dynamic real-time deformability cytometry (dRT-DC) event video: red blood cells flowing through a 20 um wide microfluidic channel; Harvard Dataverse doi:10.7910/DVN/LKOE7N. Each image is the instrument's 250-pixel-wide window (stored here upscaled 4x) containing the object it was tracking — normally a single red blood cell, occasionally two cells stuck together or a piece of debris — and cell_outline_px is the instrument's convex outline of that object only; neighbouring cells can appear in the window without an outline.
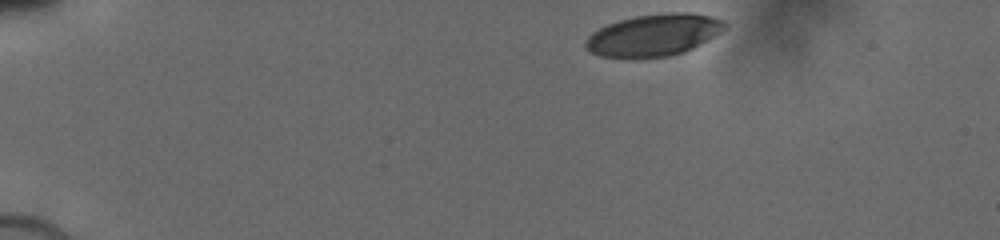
{"species": "human", "species_latin": "Homo sapiens", "temperature_condition": "cold", "stored_images_in_passage": 36, "camera_frame_rate_fps": 3000, "um_per_image_px": 0.085, "donor": {"sex": "male"}, "frame": {"image": 1, "passage_image": 1, "time_ms": 0.0, "image_size_px": [1000, 240], "cell_outline_px": [[728, 28], [692, 48], [684, 52], [668, 56], [600, 56], [584, 48], [584, 40], [592, 32], [608, 24], [620, 20], [636, 16], [668, 12], [692, 12], [708, 16], [720, 20], [728, 24]], "centroid_in_image_um": [55.57, 2.95], "position_along_channel_um": 29.4, "area_um2": 33.47}}
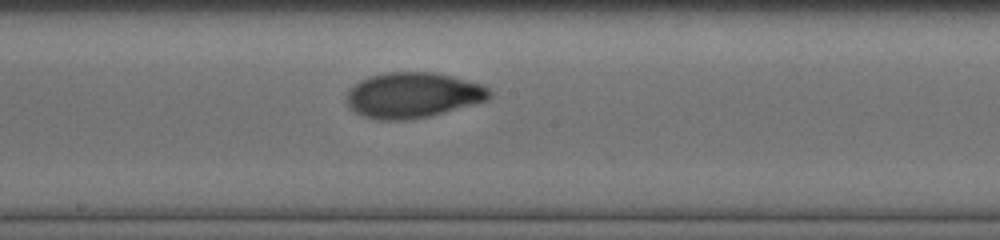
{"frame": {"image": 2, "passage_image": 21, "time_ms": 6.667, "image_size_px": [1000, 240], "cell_outline_px": [[492, 96], [488, 100], [428, 116], [404, 120], [380, 120], [364, 116], [348, 108], [348, 88], [360, 80], [368, 76], [384, 72], [436, 72], [484, 84], [492, 92]], "centroid_in_image_um": [35.1, 8.07], "position_along_channel_um": 213.1, "area_um2": 37.97}}
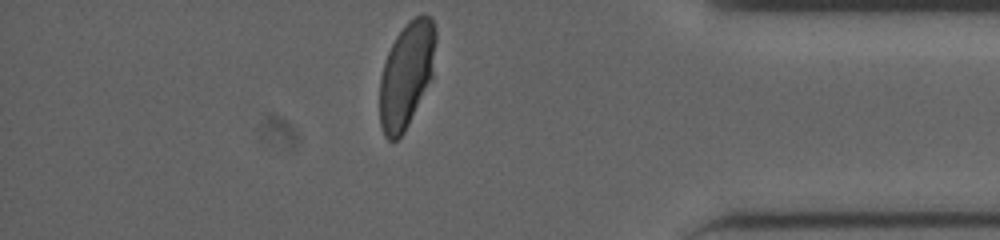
{"frame": {"image": 3, "passage_image": 36, "time_ms": 11.667, "image_size_px": [1000, 240], "cell_outline_px": [[436, 40], [432, 76], [404, 132], [396, 140], [388, 140], [384, 136], [380, 124], [380, 76], [388, 52], [396, 36], [404, 24], [408, 20], [416, 16], [432, 16], [436, 28]], "centroid_in_image_um": [34.55, 6.32], "position_along_channel_um": 400.7, "area_um2": 34.28}}